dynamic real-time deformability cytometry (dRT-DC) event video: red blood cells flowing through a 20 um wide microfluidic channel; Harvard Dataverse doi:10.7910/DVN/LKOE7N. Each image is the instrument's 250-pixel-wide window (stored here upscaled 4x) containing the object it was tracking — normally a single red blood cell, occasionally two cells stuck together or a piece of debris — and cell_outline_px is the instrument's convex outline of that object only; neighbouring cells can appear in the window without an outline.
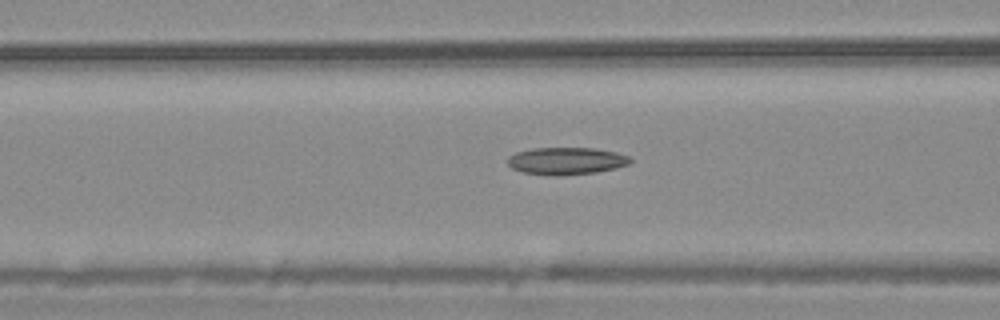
{"species": "common noctule bat (a hibernating species)", "species_latin": "Nyctalus noctula", "temperature_condition": "warm", "stored_images_in_passage": 27, "camera_frame_rate_fps": 3000, "um_per_image_px": 0.085, "animal": {"sex": "male", "body_mass_g": 20.4}, "frame": {"image": 1, "passage_image": 5, "time_ms": 1.333, "image_size_px": [1000, 320], "cell_outline_px": [[632, 160], [628, 164], [596, 172], [560, 176], [552, 176], [524, 172], [512, 168], [508, 164], [508, 156], [516, 152], [532, 148], [596, 148], [616, 152], [628, 156]], "centroid_in_image_um": [48.1, 13.67], "position_along_channel_um": 118.5, "area_um2": 19.42}}
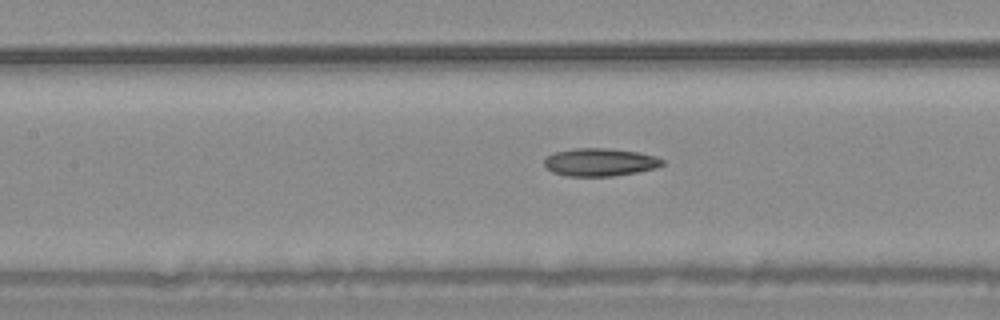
{"frame": {"image": 2, "passage_image": 8, "time_ms": 2.333, "image_size_px": [1000, 320], "cell_outline_px": [[664, 164], [656, 168], [636, 172], [612, 176], [568, 176], [552, 172], [544, 164], [544, 160], [548, 156], [556, 152], [576, 148], [608, 148], [640, 152], [656, 156], [664, 160]], "centroid_in_image_um": [51.03, 13.78], "position_along_channel_um": 156.4, "area_um2": 19.13}}
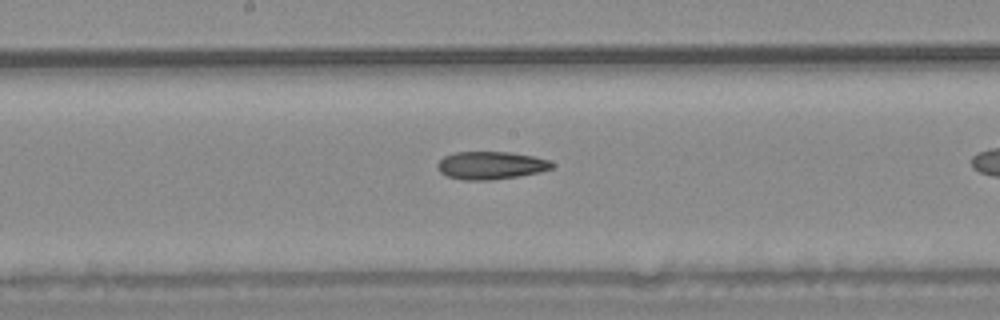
{"frame": {"image": 3, "passage_image": 12, "time_ms": 3.667, "image_size_px": [1000, 320], "cell_outline_px": [[556, 164], [552, 168], [540, 172], [492, 180], [464, 180], [444, 176], [436, 168], [436, 164], [444, 156], [456, 152], [508, 152], [532, 156], [548, 160]], "centroid_in_image_um": [41.68, 14.06], "position_along_channel_um": 206.5, "area_um2": 18.61}}